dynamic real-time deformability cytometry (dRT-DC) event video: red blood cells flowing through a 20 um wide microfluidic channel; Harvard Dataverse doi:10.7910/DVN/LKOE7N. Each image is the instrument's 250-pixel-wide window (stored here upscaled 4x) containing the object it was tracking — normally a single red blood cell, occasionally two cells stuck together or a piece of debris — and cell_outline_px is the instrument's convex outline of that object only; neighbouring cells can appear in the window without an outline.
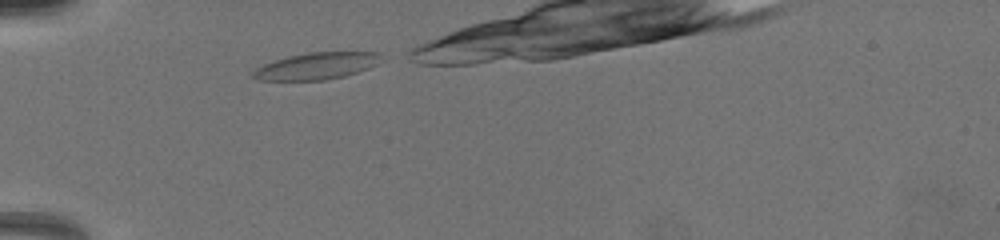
{"species": "common noctule bat (a hibernating species)", "species_latin": "Nyctalus noctula", "temperature_condition": "warm", "stored_images_in_passage": 7, "camera_frame_rate_fps": 3000, "um_per_image_px": 0.085, "animal": {"sex": "female", "body_mass_g": 19.5, "forearm_length_mm": 54.1}, "frame": {"image": 1, "passage_image": 1, "time_ms": 0.0, "image_size_px": [1000, 240], "cell_outline_px": [[380, 56], [376, 64], [368, 68], [344, 76], [324, 80], [256, 80], [252, 76], [252, 72], [256, 68], [264, 64], [288, 56], [308, 52], [380, 52]], "centroid_in_image_um": [26.86, 5.61], "position_along_channel_um": 58.1, "area_um2": 19.77}}
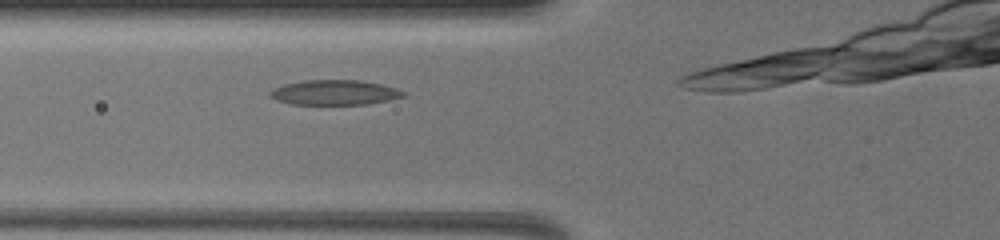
{"frame": {"image": 2, "passage_image": 4, "time_ms": 1.333, "image_size_px": [1000, 240], "cell_outline_px": [[408, 96], [368, 104], [292, 104], [276, 100], [268, 96], [268, 92], [284, 84], [304, 80], [360, 80], [380, 84], [396, 88], [408, 92]], "centroid_in_image_um": [28.47, 7.86], "position_along_channel_um": 97.3, "area_um2": 19.48}}